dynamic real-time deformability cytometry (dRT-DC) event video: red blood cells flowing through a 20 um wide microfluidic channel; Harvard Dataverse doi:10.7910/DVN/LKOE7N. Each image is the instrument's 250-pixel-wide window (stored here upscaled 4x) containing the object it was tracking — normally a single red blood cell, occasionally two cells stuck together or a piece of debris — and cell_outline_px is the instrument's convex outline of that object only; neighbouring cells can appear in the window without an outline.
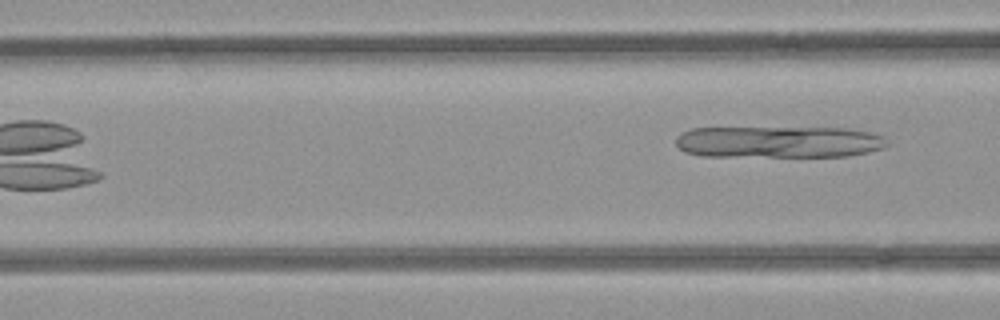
{"species": "common noctule bat (a hibernating species)", "species_latin": "Nyctalus noctula", "temperature_condition": "room temperature", "stored_images_in_passage": 6, "camera_frame_rate_fps": 3000, "um_per_image_px": 0.085, "animal": {"sex": "female", "body_mass_g": 21.9}, "frame": {"image": 1, "passage_image": 6, "time_ms": 1.667, "image_size_px": [1000, 320], "cell_outline_px": [[888, 144], [884, 148], [868, 152], [848, 156], [704, 156], [684, 152], [676, 144], [676, 136], [680, 132], [692, 128], [852, 128], [884, 136]], "centroid_in_image_um": [66.19, 12.06], "position_along_channel_um": 100.4, "area_um2": 39.25}}